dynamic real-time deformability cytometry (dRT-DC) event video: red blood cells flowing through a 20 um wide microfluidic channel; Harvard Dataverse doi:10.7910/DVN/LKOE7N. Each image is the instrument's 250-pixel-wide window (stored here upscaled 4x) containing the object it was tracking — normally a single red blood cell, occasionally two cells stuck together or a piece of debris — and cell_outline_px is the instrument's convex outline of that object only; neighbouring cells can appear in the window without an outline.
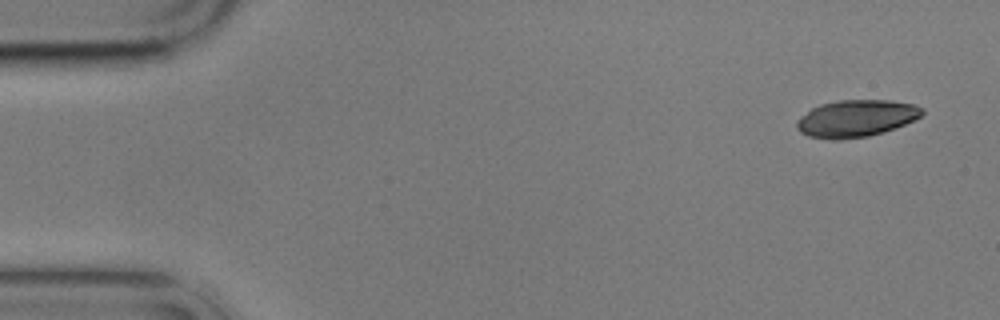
{"species": "common noctule bat (a hibernating species)", "species_latin": "Nyctalus noctula", "temperature_condition": "cold", "stored_images_in_passage": 3, "camera_frame_rate_fps": 3000, "um_per_image_px": 0.085, "animal": {"sex": "male", "body_mass_g": 17.9}, "frame": {"image": 1, "passage_image": 1, "time_ms": 0.0, "image_size_px": [1000, 320], "cell_outline_px": [[924, 112], [920, 116], [896, 128], [884, 132], [868, 136], [840, 140], [832, 140], [808, 136], [800, 132], [796, 128], [796, 120], [800, 116], [812, 108], [820, 104], [840, 100], [892, 100], [916, 104], [924, 108]], "centroid_in_image_um": [72.76, 10.06], "position_along_channel_um": 12.2, "area_um2": 27.28}}